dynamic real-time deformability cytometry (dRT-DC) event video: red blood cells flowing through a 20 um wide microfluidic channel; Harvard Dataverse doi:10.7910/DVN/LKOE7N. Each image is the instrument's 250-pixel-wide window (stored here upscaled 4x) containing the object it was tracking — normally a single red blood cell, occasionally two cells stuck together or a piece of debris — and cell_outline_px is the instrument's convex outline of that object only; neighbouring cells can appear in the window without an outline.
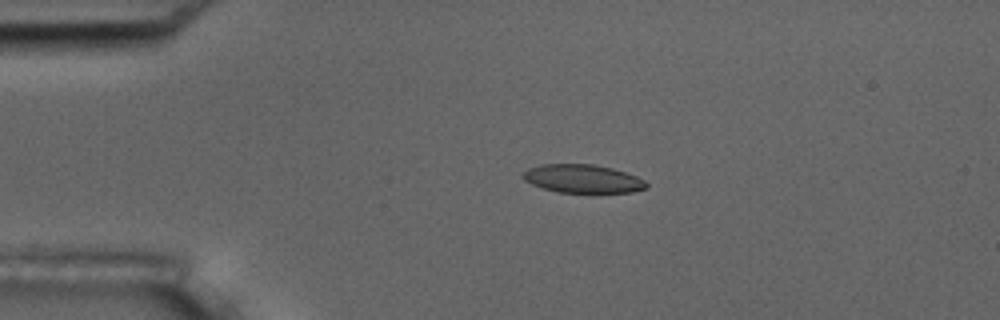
{"species": "common noctule bat (a hibernating species)", "species_latin": "Nyctalus noctula", "temperature_condition": "room temperature", "stored_images_in_passage": 5, "camera_frame_rate_fps": 3000, "um_per_image_px": 0.085, "animal": {"sex": "male", "body_mass_g": 17.5, "forearm_length_mm": 52.3}, "frame": {"image": 1, "passage_image": 4, "time_ms": 3.333, "image_size_px": [1000, 320], "cell_outline_px": [[648, 188], [632, 192], [592, 196], [556, 192], [532, 184], [524, 180], [520, 176], [528, 168], [540, 164], [596, 164], [612, 168], [636, 176], [644, 180], [648, 184]], "centroid_in_image_um": [49.56, 15.25], "position_along_channel_um": 35.4, "area_um2": 21.5}}